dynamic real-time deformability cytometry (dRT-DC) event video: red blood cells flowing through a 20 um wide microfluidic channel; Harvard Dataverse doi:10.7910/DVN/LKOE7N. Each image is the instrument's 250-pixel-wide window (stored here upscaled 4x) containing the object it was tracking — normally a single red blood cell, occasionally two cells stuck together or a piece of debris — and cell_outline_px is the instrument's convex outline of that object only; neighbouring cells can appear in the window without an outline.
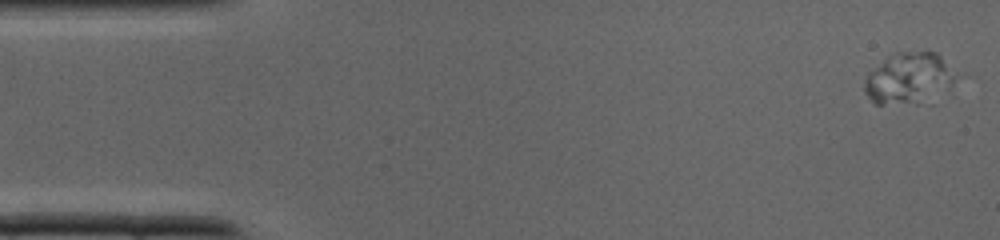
{"species": "common noctule bat (a hibernating species)", "species_latin": "Nyctalus noctula", "temperature_condition": "cold", "stored_images_in_passage": 37, "camera_frame_rate_fps": 3000, "um_per_image_px": 0.085, "animal": {"sex": "male", "body_mass_g": 19.0, "forearm_length_mm": 50.8}, "frame": {"image": 1, "passage_image": 1, "time_ms": 0.0, "image_size_px": [1000, 240], "cell_outline_px": [[956, 76], [952, 80], [908, 100], [884, 104], [876, 104], [864, 92], [864, 80], [868, 72], [892, 52], [928, 48], [936, 52], [940, 56]], "centroid_in_image_um": [77.04, 6.45], "position_along_channel_um": 8.0, "area_um2": 25.03}}
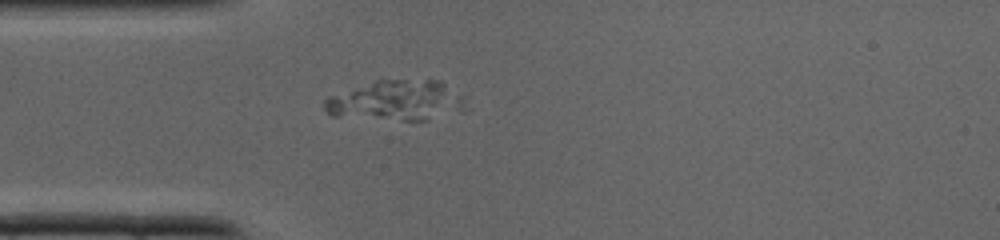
{"frame": {"image": 2, "passage_image": 10, "time_ms": 3.0, "image_size_px": [1000, 240], "cell_outline_px": [[444, 88], [428, 120], [404, 120], [332, 116], [324, 108], [324, 100], [328, 96], [380, 76], [440, 80], [444, 84]], "centroid_in_image_um": [32.92, 8.43], "position_along_channel_um": 52.1, "area_um2": 29.36}}
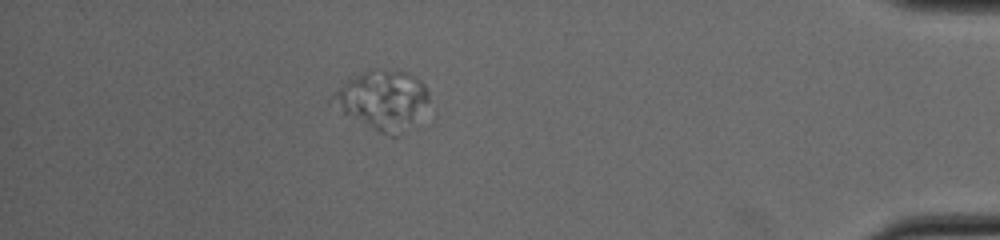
{"frame": {"image": 3, "passage_image": 33, "time_ms": 10.667, "image_size_px": [1000, 240], "cell_outline_px": [[428, 100], [396, 136], [392, 136], [380, 132], [344, 112], [328, 100], [348, 80], [356, 76], [376, 68], [408, 72], [420, 80], [424, 84], [428, 92]], "centroid_in_image_um": [32.49, 8.42], "position_along_channel_um": 402.7, "area_um2": 31.21}}